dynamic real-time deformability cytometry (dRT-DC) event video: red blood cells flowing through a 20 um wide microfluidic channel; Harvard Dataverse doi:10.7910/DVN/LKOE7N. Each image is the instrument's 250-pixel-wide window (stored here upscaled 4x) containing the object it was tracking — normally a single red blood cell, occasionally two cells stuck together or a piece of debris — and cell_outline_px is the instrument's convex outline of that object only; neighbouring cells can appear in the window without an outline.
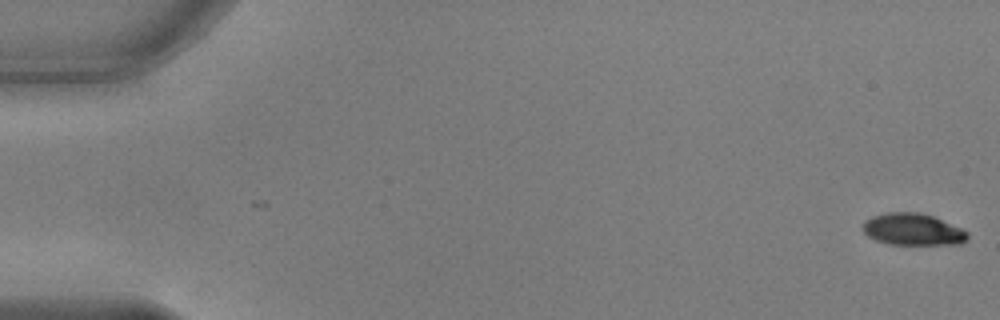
{"species": "common noctule bat (a hibernating species)", "species_latin": "Nyctalus noctula", "temperature_condition": "warm", "stored_images_in_passage": 16, "camera_frame_rate_fps": 3000, "um_per_image_px": 0.085, "animal": {"sex": "male", "body_mass_g": 17.9, "forearm_length_mm": 54.2}, "frame": {"image": 1, "passage_image": 1, "time_ms": 0.0, "image_size_px": [1000, 320], "cell_outline_px": [[968, 240], [960, 244], [888, 244], [876, 240], [868, 236], [864, 232], [864, 220], [872, 216], [888, 212], [920, 212], [932, 216], [960, 228], [968, 232]], "centroid_in_image_um": [77.59, 19.5], "position_along_channel_um": 7.4, "area_um2": 19.31}}
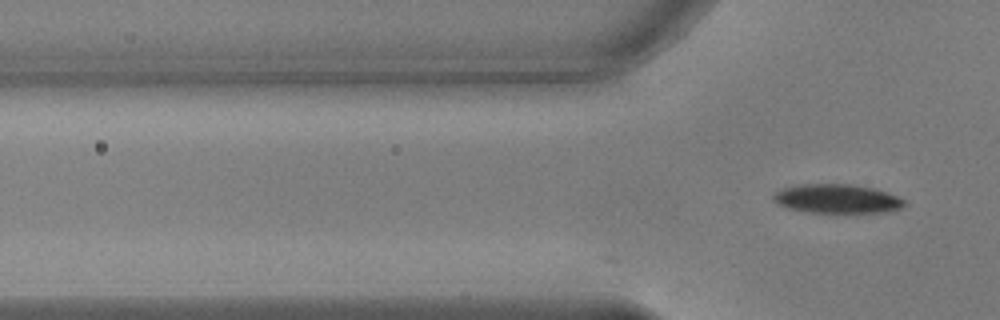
{"frame": {"image": 2, "passage_image": 16, "time_ms": 5.0, "image_size_px": [1000, 320], "cell_outline_px": [[908, 204], [904, 208], [888, 212], [808, 212], [788, 208], [776, 204], [772, 200], [772, 196], [780, 188], [800, 184], [852, 184], [872, 188], [888, 192], [904, 200]], "centroid_in_image_um": [71.15, 16.89], "position_along_channel_um": 54.7, "area_um2": 22.37}}